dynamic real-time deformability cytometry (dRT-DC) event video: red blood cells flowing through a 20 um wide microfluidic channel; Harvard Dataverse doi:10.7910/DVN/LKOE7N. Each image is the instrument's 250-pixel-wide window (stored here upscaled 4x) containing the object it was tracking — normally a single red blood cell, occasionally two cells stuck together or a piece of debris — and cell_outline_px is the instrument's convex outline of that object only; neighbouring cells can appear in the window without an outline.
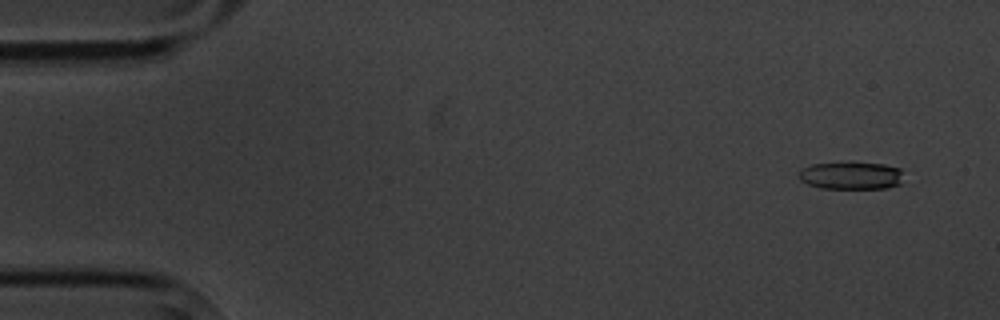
{"species": "common noctule bat (a hibernating species)", "species_latin": "Nyctalus noctula", "temperature_condition": "cold", "stored_images_in_passage": 4, "camera_frame_rate_fps": 3000, "um_per_image_px": 0.085, "animal": {"sex": "male", "body_mass_g": 20.1, "forearm_length_mm": 53.5}, "frame": {"image": 1, "passage_image": 1, "time_ms": 0.0, "image_size_px": [1000, 320], "cell_outline_px": [[900, 184], [884, 188], [820, 188], [808, 184], [800, 180], [800, 168], [812, 164], [848, 160], [852, 160], [884, 164], [900, 168]], "centroid_in_image_um": [72.29, 14.87], "position_along_channel_um": 12.7, "area_um2": 17.28}}